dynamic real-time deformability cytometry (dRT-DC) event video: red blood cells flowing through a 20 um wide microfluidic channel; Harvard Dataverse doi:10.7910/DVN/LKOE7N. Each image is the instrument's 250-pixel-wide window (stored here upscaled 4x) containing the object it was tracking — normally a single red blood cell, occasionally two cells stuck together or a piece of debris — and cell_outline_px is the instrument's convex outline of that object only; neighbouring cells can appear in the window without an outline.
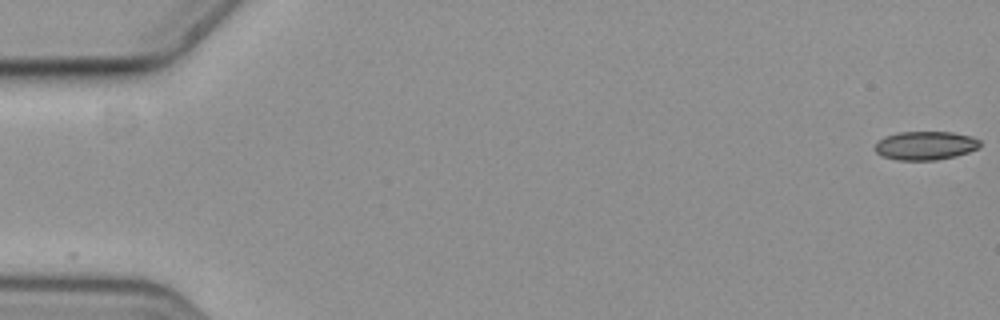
{"species": "common noctule bat (a hibernating species)", "species_latin": "Nyctalus noctula", "temperature_condition": "cold", "stored_images_in_passage": 60, "camera_frame_rate_fps": 3000, "um_per_image_px": 0.085, "animal": {"sex": "female", "body_mass_g": 19.3, "forearm_length_mm": 54.1}, "frame": {"image": 1, "passage_image": 1, "time_ms": 0.0, "image_size_px": [1000, 320], "cell_outline_px": [[980, 148], [956, 156], [936, 160], [896, 160], [880, 156], [872, 148], [884, 136], [896, 132], [952, 132], [972, 136], [980, 140]], "centroid_in_image_um": [78.64, 12.37], "position_along_channel_um": 6.4, "area_um2": 17.8}}
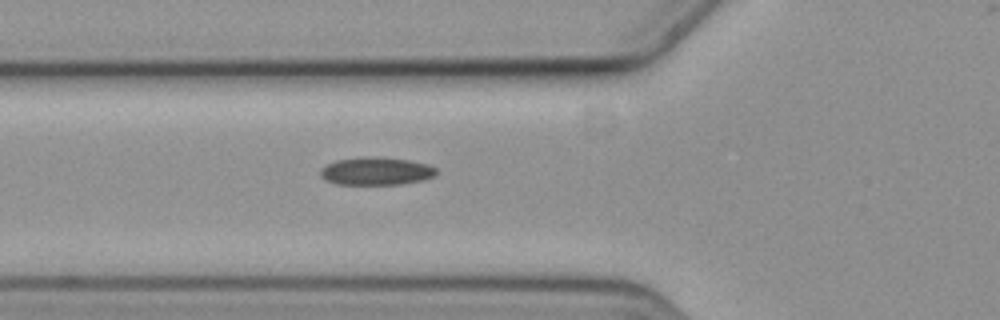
{"frame": {"image": 2, "passage_image": 22, "time_ms": 7.0, "image_size_px": [1000, 320], "cell_outline_px": [[436, 176], [424, 180], [404, 184], [336, 184], [324, 180], [320, 176], [320, 168], [336, 160], [368, 156], [408, 160], [428, 164], [436, 168]], "centroid_in_image_um": [31.97, 14.55], "position_along_channel_um": 93.8, "area_um2": 18.9}}
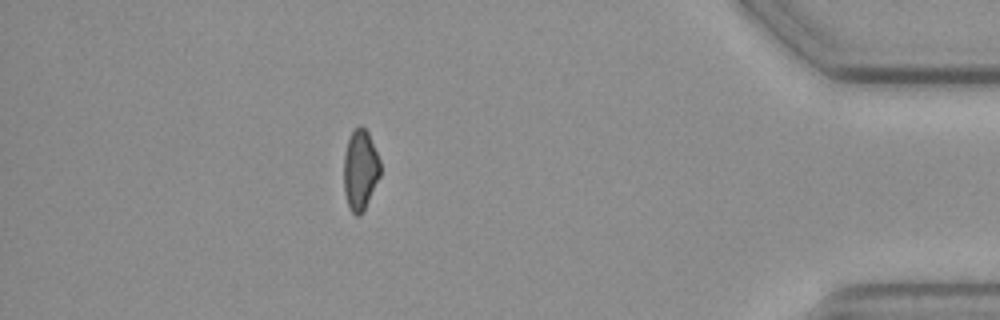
{"frame": {"image": 3, "passage_image": 52, "time_ms": 17.0, "image_size_px": [1000, 320], "cell_outline_px": [[380, 176], [364, 212], [360, 216], [356, 216], [352, 212], [348, 204], [344, 192], [344, 156], [348, 140], [352, 132], [360, 124], [368, 132], [380, 160]], "centroid_in_image_um": [30.63, 14.47], "position_along_channel_um": 404.6, "area_um2": 17.11}, "authors_computed_cell_mechanics": {"area_um2": 18.2648, "velocity_mm_per_s": 3.591, "shape_relaxation_time_tau1_ms": 7.4345, "shape_relaxation_time_tau2_ms": null, "deformation_change_tau1": 0.1388, "deformation_change_tau2": null}}